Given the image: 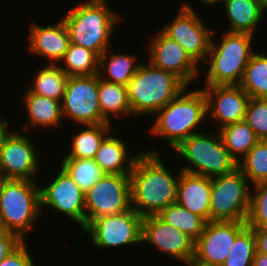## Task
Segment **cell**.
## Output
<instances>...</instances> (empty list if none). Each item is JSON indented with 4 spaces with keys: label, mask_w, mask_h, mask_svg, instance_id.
Here are the masks:
<instances>
[{
    "label": "cell",
    "mask_w": 267,
    "mask_h": 266,
    "mask_svg": "<svg viewBox=\"0 0 267 266\" xmlns=\"http://www.w3.org/2000/svg\"><path fill=\"white\" fill-rule=\"evenodd\" d=\"M105 0H88L70 8L62 16L70 42L95 52L99 57L111 48V34L121 14H117Z\"/></svg>",
    "instance_id": "3957f363"
},
{
    "label": "cell",
    "mask_w": 267,
    "mask_h": 266,
    "mask_svg": "<svg viewBox=\"0 0 267 266\" xmlns=\"http://www.w3.org/2000/svg\"><path fill=\"white\" fill-rule=\"evenodd\" d=\"M221 42L212 36L206 60L209 66L205 86L239 85L245 68L254 51L251 48L253 37L245 33L224 32Z\"/></svg>",
    "instance_id": "8992f818"
},
{
    "label": "cell",
    "mask_w": 267,
    "mask_h": 266,
    "mask_svg": "<svg viewBox=\"0 0 267 266\" xmlns=\"http://www.w3.org/2000/svg\"><path fill=\"white\" fill-rule=\"evenodd\" d=\"M3 232V230H2V227H1V225H0V234Z\"/></svg>",
    "instance_id": "f6af8a7d"
},
{
    "label": "cell",
    "mask_w": 267,
    "mask_h": 266,
    "mask_svg": "<svg viewBox=\"0 0 267 266\" xmlns=\"http://www.w3.org/2000/svg\"><path fill=\"white\" fill-rule=\"evenodd\" d=\"M222 4L229 20L228 32L255 35L256 26L265 17L260 0H223Z\"/></svg>",
    "instance_id": "603a6c76"
},
{
    "label": "cell",
    "mask_w": 267,
    "mask_h": 266,
    "mask_svg": "<svg viewBox=\"0 0 267 266\" xmlns=\"http://www.w3.org/2000/svg\"><path fill=\"white\" fill-rule=\"evenodd\" d=\"M97 249L142 243L143 217L133 208L94 219L84 230Z\"/></svg>",
    "instance_id": "30bf717a"
},
{
    "label": "cell",
    "mask_w": 267,
    "mask_h": 266,
    "mask_svg": "<svg viewBox=\"0 0 267 266\" xmlns=\"http://www.w3.org/2000/svg\"><path fill=\"white\" fill-rule=\"evenodd\" d=\"M147 62L140 64L126 85L131 116L154 115L188 87L174 73Z\"/></svg>",
    "instance_id": "277c9868"
},
{
    "label": "cell",
    "mask_w": 267,
    "mask_h": 266,
    "mask_svg": "<svg viewBox=\"0 0 267 266\" xmlns=\"http://www.w3.org/2000/svg\"><path fill=\"white\" fill-rule=\"evenodd\" d=\"M110 133L101 143L93 160L104 174H130L135 161L142 153L129 155L126 142ZM129 155V156H128Z\"/></svg>",
    "instance_id": "7402d4cb"
},
{
    "label": "cell",
    "mask_w": 267,
    "mask_h": 266,
    "mask_svg": "<svg viewBox=\"0 0 267 266\" xmlns=\"http://www.w3.org/2000/svg\"><path fill=\"white\" fill-rule=\"evenodd\" d=\"M62 116L81 125L106 123L98 99V74L69 76L61 100Z\"/></svg>",
    "instance_id": "7c38bea8"
},
{
    "label": "cell",
    "mask_w": 267,
    "mask_h": 266,
    "mask_svg": "<svg viewBox=\"0 0 267 266\" xmlns=\"http://www.w3.org/2000/svg\"><path fill=\"white\" fill-rule=\"evenodd\" d=\"M244 121L260 140H267V98L250 97Z\"/></svg>",
    "instance_id": "d590c367"
},
{
    "label": "cell",
    "mask_w": 267,
    "mask_h": 266,
    "mask_svg": "<svg viewBox=\"0 0 267 266\" xmlns=\"http://www.w3.org/2000/svg\"><path fill=\"white\" fill-rule=\"evenodd\" d=\"M211 178L182 171L177 184L179 205L209 222Z\"/></svg>",
    "instance_id": "ffe728a7"
},
{
    "label": "cell",
    "mask_w": 267,
    "mask_h": 266,
    "mask_svg": "<svg viewBox=\"0 0 267 266\" xmlns=\"http://www.w3.org/2000/svg\"><path fill=\"white\" fill-rule=\"evenodd\" d=\"M256 254L253 229L246 226L235 238L227 259L221 266H252Z\"/></svg>",
    "instance_id": "836d02e7"
},
{
    "label": "cell",
    "mask_w": 267,
    "mask_h": 266,
    "mask_svg": "<svg viewBox=\"0 0 267 266\" xmlns=\"http://www.w3.org/2000/svg\"><path fill=\"white\" fill-rule=\"evenodd\" d=\"M0 266H35L24 241L16 250L0 262Z\"/></svg>",
    "instance_id": "8d00e7d4"
},
{
    "label": "cell",
    "mask_w": 267,
    "mask_h": 266,
    "mask_svg": "<svg viewBox=\"0 0 267 266\" xmlns=\"http://www.w3.org/2000/svg\"><path fill=\"white\" fill-rule=\"evenodd\" d=\"M216 132H219L223 145L237 164L260 140L244 120L226 125Z\"/></svg>",
    "instance_id": "4316f807"
},
{
    "label": "cell",
    "mask_w": 267,
    "mask_h": 266,
    "mask_svg": "<svg viewBox=\"0 0 267 266\" xmlns=\"http://www.w3.org/2000/svg\"><path fill=\"white\" fill-rule=\"evenodd\" d=\"M29 45L27 50L38 56L47 58L48 64H59L70 45L68 29L61 19L53 25L41 26L32 22L29 27ZM57 62V63H56Z\"/></svg>",
    "instance_id": "d6986e66"
},
{
    "label": "cell",
    "mask_w": 267,
    "mask_h": 266,
    "mask_svg": "<svg viewBox=\"0 0 267 266\" xmlns=\"http://www.w3.org/2000/svg\"><path fill=\"white\" fill-rule=\"evenodd\" d=\"M203 4L205 3L206 5L212 6V5H217L218 3H222L223 0H200Z\"/></svg>",
    "instance_id": "7bdbcfd3"
},
{
    "label": "cell",
    "mask_w": 267,
    "mask_h": 266,
    "mask_svg": "<svg viewBox=\"0 0 267 266\" xmlns=\"http://www.w3.org/2000/svg\"><path fill=\"white\" fill-rule=\"evenodd\" d=\"M187 89L188 87L153 115L156 116L155 123L149 129L156 138L165 140L171 149L178 147L191 135L199 133V124L202 125L208 117L203 89Z\"/></svg>",
    "instance_id": "7a4b0ae2"
},
{
    "label": "cell",
    "mask_w": 267,
    "mask_h": 266,
    "mask_svg": "<svg viewBox=\"0 0 267 266\" xmlns=\"http://www.w3.org/2000/svg\"><path fill=\"white\" fill-rule=\"evenodd\" d=\"M59 66L68 76L98 74L99 56L90 49L70 43ZM64 65H61V63Z\"/></svg>",
    "instance_id": "f1b7e54d"
},
{
    "label": "cell",
    "mask_w": 267,
    "mask_h": 266,
    "mask_svg": "<svg viewBox=\"0 0 267 266\" xmlns=\"http://www.w3.org/2000/svg\"><path fill=\"white\" fill-rule=\"evenodd\" d=\"M9 125L8 120H6V118L4 120V118L0 116V146L4 138L9 134Z\"/></svg>",
    "instance_id": "ab89813d"
},
{
    "label": "cell",
    "mask_w": 267,
    "mask_h": 266,
    "mask_svg": "<svg viewBox=\"0 0 267 266\" xmlns=\"http://www.w3.org/2000/svg\"><path fill=\"white\" fill-rule=\"evenodd\" d=\"M264 12L267 11V0H260Z\"/></svg>",
    "instance_id": "ee69618b"
},
{
    "label": "cell",
    "mask_w": 267,
    "mask_h": 266,
    "mask_svg": "<svg viewBox=\"0 0 267 266\" xmlns=\"http://www.w3.org/2000/svg\"><path fill=\"white\" fill-rule=\"evenodd\" d=\"M110 49L112 51V48H109L99 57L98 75L105 81L126 86L141 62L138 63L136 55L119 52L114 54Z\"/></svg>",
    "instance_id": "cb8c5ba5"
},
{
    "label": "cell",
    "mask_w": 267,
    "mask_h": 266,
    "mask_svg": "<svg viewBox=\"0 0 267 266\" xmlns=\"http://www.w3.org/2000/svg\"><path fill=\"white\" fill-rule=\"evenodd\" d=\"M188 165H180L181 170L206 177H216L233 172L237 162L223 145L219 132L215 134H193L174 149Z\"/></svg>",
    "instance_id": "52a82bcc"
},
{
    "label": "cell",
    "mask_w": 267,
    "mask_h": 266,
    "mask_svg": "<svg viewBox=\"0 0 267 266\" xmlns=\"http://www.w3.org/2000/svg\"><path fill=\"white\" fill-rule=\"evenodd\" d=\"M39 186L37 180L0 178V225L3 231L27 240L29 229L41 218Z\"/></svg>",
    "instance_id": "5b68a950"
},
{
    "label": "cell",
    "mask_w": 267,
    "mask_h": 266,
    "mask_svg": "<svg viewBox=\"0 0 267 266\" xmlns=\"http://www.w3.org/2000/svg\"><path fill=\"white\" fill-rule=\"evenodd\" d=\"M239 86L249 97L267 98V55L254 52Z\"/></svg>",
    "instance_id": "f546056e"
},
{
    "label": "cell",
    "mask_w": 267,
    "mask_h": 266,
    "mask_svg": "<svg viewBox=\"0 0 267 266\" xmlns=\"http://www.w3.org/2000/svg\"><path fill=\"white\" fill-rule=\"evenodd\" d=\"M202 89L207 102V116L221 123L217 130L244 120L250 97L239 85L206 86Z\"/></svg>",
    "instance_id": "ac0fdd59"
},
{
    "label": "cell",
    "mask_w": 267,
    "mask_h": 266,
    "mask_svg": "<svg viewBox=\"0 0 267 266\" xmlns=\"http://www.w3.org/2000/svg\"><path fill=\"white\" fill-rule=\"evenodd\" d=\"M158 216L166 223L183 231L194 241L203 233L206 224L202 217L192 213L176 202L162 210Z\"/></svg>",
    "instance_id": "4dcf8cb0"
},
{
    "label": "cell",
    "mask_w": 267,
    "mask_h": 266,
    "mask_svg": "<svg viewBox=\"0 0 267 266\" xmlns=\"http://www.w3.org/2000/svg\"><path fill=\"white\" fill-rule=\"evenodd\" d=\"M84 198L85 228L96 218L130 210V174H103Z\"/></svg>",
    "instance_id": "9c48e42d"
},
{
    "label": "cell",
    "mask_w": 267,
    "mask_h": 266,
    "mask_svg": "<svg viewBox=\"0 0 267 266\" xmlns=\"http://www.w3.org/2000/svg\"><path fill=\"white\" fill-rule=\"evenodd\" d=\"M10 131L0 146V178L35 181L41 162L35 140L28 132Z\"/></svg>",
    "instance_id": "4fadbf2b"
},
{
    "label": "cell",
    "mask_w": 267,
    "mask_h": 266,
    "mask_svg": "<svg viewBox=\"0 0 267 266\" xmlns=\"http://www.w3.org/2000/svg\"><path fill=\"white\" fill-rule=\"evenodd\" d=\"M158 152L142 150L130 173L131 208L142 217L158 215L177 201L180 171L172 174Z\"/></svg>",
    "instance_id": "6da1fadb"
},
{
    "label": "cell",
    "mask_w": 267,
    "mask_h": 266,
    "mask_svg": "<svg viewBox=\"0 0 267 266\" xmlns=\"http://www.w3.org/2000/svg\"><path fill=\"white\" fill-rule=\"evenodd\" d=\"M252 266H267V254L256 253L253 258Z\"/></svg>",
    "instance_id": "60d3db41"
},
{
    "label": "cell",
    "mask_w": 267,
    "mask_h": 266,
    "mask_svg": "<svg viewBox=\"0 0 267 266\" xmlns=\"http://www.w3.org/2000/svg\"><path fill=\"white\" fill-rule=\"evenodd\" d=\"M98 99L101 116L106 123L112 124L114 115L117 118L131 115L125 85L105 81L98 75Z\"/></svg>",
    "instance_id": "d4e9b609"
},
{
    "label": "cell",
    "mask_w": 267,
    "mask_h": 266,
    "mask_svg": "<svg viewBox=\"0 0 267 266\" xmlns=\"http://www.w3.org/2000/svg\"><path fill=\"white\" fill-rule=\"evenodd\" d=\"M237 167L233 172L211 178L209 221H246L251 185Z\"/></svg>",
    "instance_id": "ba28073f"
},
{
    "label": "cell",
    "mask_w": 267,
    "mask_h": 266,
    "mask_svg": "<svg viewBox=\"0 0 267 266\" xmlns=\"http://www.w3.org/2000/svg\"><path fill=\"white\" fill-rule=\"evenodd\" d=\"M147 50V61L156 68L174 73L187 85L197 80L203 71L179 43L170 39L161 30L151 37Z\"/></svg>",
    "instance_id": "9a60e30c"
},
{
    "label": "cell",
    "mask_w": 267,
    "mask_h": 266,
    "mask_svg": "<svg viewBox=\"0 0 267 266\" xmlns=\"http://www.w3.org/2000/svg\"><path fill=\"white\" fill-rule=\"evenodd\" d=\"M142 243L183 263L195 255V241L158 215L143 217Z\"/></svg>",
    "instance_id": "2e32d148"
},
{
    "label": "cell",
    "mask_w": 267,
    "mask_h": 266,
    "mask_svg": "<svg viewBox=\"0 0 267 266\" xmlns=\"http://www.w3.org/2000/svg\"><path fill=\"white\" fill-rule=\"evenodd\" d=\"M68 75L60 68L59 64H48L41 69L32 79V85L28 89L37 95L62 100Z\"/></svg>",
    "instance_id": "83f0119b"
},
{
    "label": "cell",
    "mask_w": 267,
    "mask_h": 266,
    "mask_svg": "<svg viewBox=\"0 0 267 266\" xmlns=\"http://www.w3.org/2000/svg\"><path fill=\"white\" fill-rule=\"evenodd\" d=\"M249 183L267 184V140H259L238 163Z\"/></svg>",
    "instance_id": "1f68e13d"
},
{
    "label": "cell",
    "mask_w": 267,
    "mask_h": 266,
    "mask_svg": "<svg viewBox=\"0 0 267 266\" xmlns=\"http://www.w3.org/2000/svg\"><path fill=\"white\" fill-rule=\"evenodd\" d=\"M60 165L84 193L104 174L93 159L62 158Z\"/></svg>",
    "instance_id": "d6a6232c"
},
{
    "label": "cell",
    "mask_w": 267,
    "mask_h": 266,
    "mask_svg": "<svg viewBox=\"0 0 267 266\" xmlns=\"http://www.w3.org/2000/svg\"><path fill=\"white\" fill-rule=\"evenodd\" d=\"M245 221H209L195 241L194 257L213 266L227 259L236 236L246 227Z\"/></svg>",
    "instance_id": "e0dca14e"
},
{
    "label": "cell",
    "mask_w": 267,
    "mask_h": 266,
    "mask_svg": "<svg viewBox=\"0 0 267 266\" xmlns=\"http://www.w3.org/2000/svg\"><path fill=\"white\" fill-rule=\"evenodd\" d=\"M246 218L249 228H267V184H254Z\"/></svg>",
    "instance_id": "e575fe53"
},
{
    "label": "cell",
    "mask_w": 267,
    "mask_h": 266,
    "mask_svg": "<svg viewBox=\"0 0 267 266\" xmlns=\"http://www.w3.org/2000/svg\"><path fill=\"white\" fill-rule=\"evenodd\" d=\"M47 187L40 186V209L53 208L54 211L66 215L72 222L85 229L84 192L72 177L62 168Z\"/></svg>",
    "instance_id": "5bb4252c"
},
{
    "label": "cell",
    "mask_w": 267,
    "mask_h": 266,
    "mask_svg": "<svg viewBox=\"0 0 267 266\" xmlns=\"http://www.w3.org/2000/svg\"><path fill=\"white\" fill-rule=\"evenodd\" d=\"M26 91L22 102L29 121L20 128V131L27 132L34 127L49 129V127L61 126L63 120L61 102L32 93L28 88Z\"/></svg>",
    "instance_id": "44dd1931"
},
{
    "label": "cell",
    "mask_w": 267,
    "mask_h": 266,
    "mask_svg": "<svg viewBox=\"0 0 267 266\" xmlns=\"http://www.w3.org/2000/svg\"><path fill=\"white\" fill-rule=\"evenodd\" d=\"M256 240V253L267 254V228H252Z\"/></svg>",
    "instance_id": "f35d334b"
},
{
    "label": "cell",
    "mask_w": 267,
    "mask_h": 266,
    "mask_svg": "<svg viewBox=\"0 0 267 266\" xmlns=\"http://www.w3.org/2000/svg\"><path fill=\"white\" fill-rule=\"evenodd\" d=\"M185 264L186 266H213L211 264L202 262L195 257L190 258Z\"/></svg>",
    "instance_id": "b9f144b4"
},
{
    "label": "cell",
    "mask_w": 267,
    "mask_h": 266,
    "mask_svg": "<svg viewBox=\"0 0 267 266\" xmlns=\"http://www.w3.org/2000/svg\"><path fill=\"white\" fill-rule=\"evenodd\" d=\"M112 125L109 123L84 125L80 132L72 134V148L70 147L71 150L63 155V158L93 159L103 140L116 129Z\"/></svg>",
    "instance_id": "484cf974"
},
{
    "label": "cell",
    "mask_w": 267,
    "mask_h": 266,
    "mask_svg": "<svg viewBox=\"0 0 267 266\" xmlns=\"http://www.w3.org/2000/svg\"><path fill=\"white\" fill-rule=\"evenodd\" d=\"M23 242L15 233L3 231L0 234V262L16 250Z\"/></svg>",
    "instance_id": "74e56055"
},
{
    "label": "cell",
    "mask_w": 267,
    "mask_h": 266,
    "mask_svg": "<svg viewBox=\"0 0 267 266\" xmlns=\"http://www.w3.org/2000/svg\"><path fill=\"white\" fill-rule=\"evenodd\" d=\"M179 9L173 21L162 27L161 31L179 43L197 65L204 63L210 49L213 30L205 25L206 21L191 4L184 3Z\"/></svg>",
    "instance_id": "8fae6325"
}]
</instances>
